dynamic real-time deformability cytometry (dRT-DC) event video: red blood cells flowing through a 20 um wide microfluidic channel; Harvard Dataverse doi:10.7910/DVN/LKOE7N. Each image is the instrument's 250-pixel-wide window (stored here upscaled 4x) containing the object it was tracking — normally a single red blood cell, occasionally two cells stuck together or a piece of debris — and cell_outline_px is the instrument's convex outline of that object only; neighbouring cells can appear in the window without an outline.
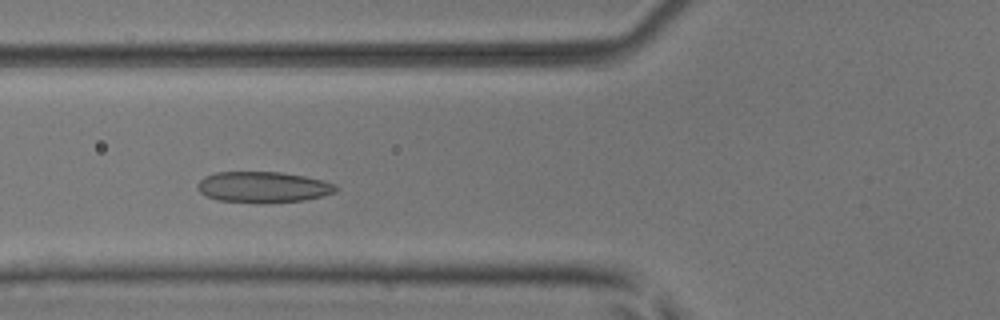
{"species": "common noctule bat (a hibernating species)", "species_latin": "Nyctalus noctula", "temperature_condition": "room temperature", "stored_images_in_passage": 14, "camera_frame_rate_fps": 3000, "um_per_image_px": 0.085, "animal": {"sex": "male", "body_mass_g": 17.9, "forearm_length_mm": 54.2}, "frame": {"image": 1, "passage_image": 8, "time_ms": 2.333, "image_size_px": [1000, 320], "cell_outline_px": [[336, 192], [324, 196], [304, 200], [264, 204], [216, 200], [200, 192], [196, 188], [196, 184], [204, 176], [216, 172], [280, 172], [304, 176], [324, 180], [336, 184]], "centroid_in_image_um": [22.36, 15.91], "position_along_channel_um": 103.4, "area_um2": 25.32}}